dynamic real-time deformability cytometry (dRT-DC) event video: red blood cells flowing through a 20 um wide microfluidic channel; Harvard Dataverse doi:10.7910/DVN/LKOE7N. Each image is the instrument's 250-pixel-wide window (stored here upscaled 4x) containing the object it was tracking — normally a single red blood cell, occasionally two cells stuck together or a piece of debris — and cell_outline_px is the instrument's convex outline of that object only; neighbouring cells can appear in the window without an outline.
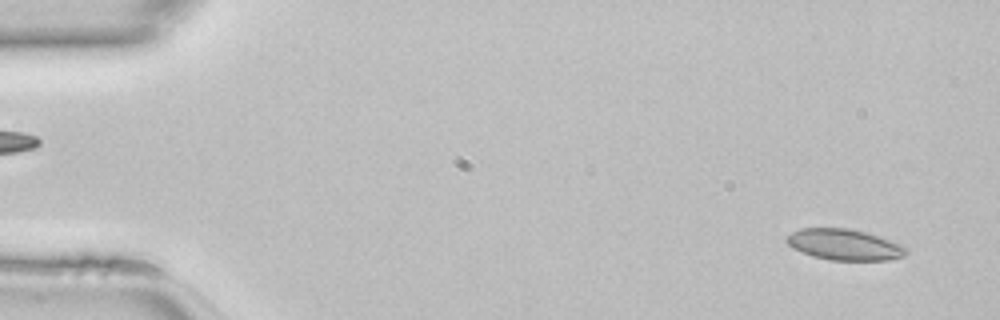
{"species": "common noctule bat (a hibernating species)", "species_latin": "Nyctalus noctula", "temperature_condition": "room temperature", "stored_images_in_passage": 46, "camera_frame_rate_fps": 3000, "um_per_image_px": 0.085, "animal": {"sex": "female", "body_mass_g": 22.7, "forearm_length_mm": 54.2}, "frame": {"image": 1, "passage_image": 1, "time_ms": 0.0, "image_size_px": [1000, 320], "cell_outline_px": [[908, 252], [904, 256], [888, 260], [832, 260], [812, 256], [792, 248], [784, 240], [784, 236], [800, 228], [848, 228], [868, 232], [904, 244], [908, 248]], "centroid_in_image_um": [71.79, 20.78], "position_along_channel_um": 13.2, "area_um2": 22.02}}
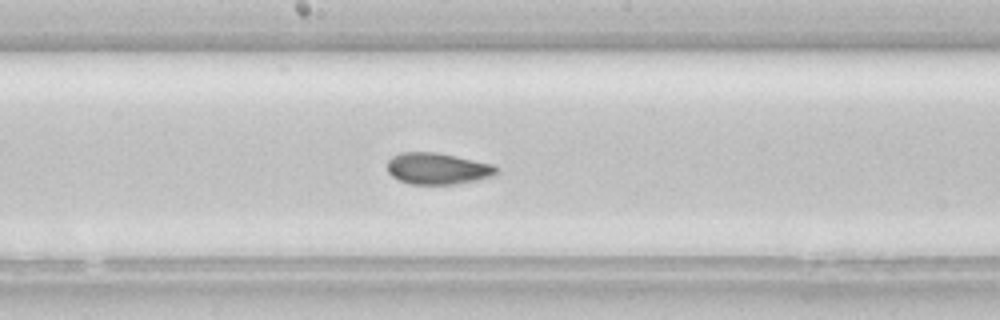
{"frame": {"image": 2, "passage_image": 23, "time_ms": 7.333, "image_size_px": [1000, 320], "cell_outline_px": [[500, 172], [496, 176], [456, 184], [408, 184], [392, 176], [388, 172], [388, 160], [392, 156], [400, 152], [436, 152], [496, 164], [500, 168]], "centroid_in_image_um": [37.27, 14.33], "position_along_channel_um": 210.9, "area_um2": 20.4}}
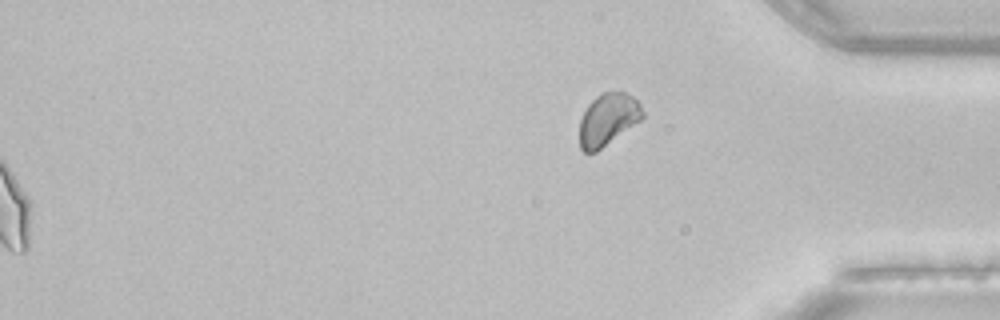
{"frame": {"image": 3, "passage_image": 46, "time_ms": 15.0, "image_size_px": [1000, 320], "cell_outline_px": [[644, 116], [640, 120], [596, 152], [584, 152], [580, 148], [580, 120], [588, 104], [596, 96], [604, 92], [624, 92], [632, 96], [640, 104], [644, 112]], "centroid_in_image_um": [51.66, 10.15], "position_along_channel_um": 383.5, "area_um2": 18.84}}